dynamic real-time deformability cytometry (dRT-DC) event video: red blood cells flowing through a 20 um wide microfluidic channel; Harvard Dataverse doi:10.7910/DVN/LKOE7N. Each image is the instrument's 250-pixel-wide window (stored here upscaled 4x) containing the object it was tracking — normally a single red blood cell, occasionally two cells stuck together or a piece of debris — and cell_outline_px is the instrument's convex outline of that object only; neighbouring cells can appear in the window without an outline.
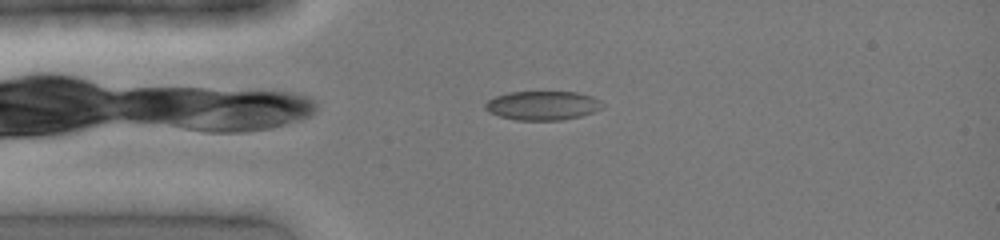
{"species": "common noctule bat (a hibernating species)", "species_latin": "Nyctalus noctula", "temperature_condition": "cold", "stored_images_in_passage": 18, "camera_frame_rate_fps": 3000, "um_per_image_px": 0.085, "animal": {"sex": "female", "body_mass_g": 19.0, "forearm_length_mm": 51.5}, "frame": {"image": 1, "passage_image": 3, "time_ms": 0.667, "image_size_px": [1000, 240], "cell_outline_px": [[604, 108], [580, 116], [560, 120], [516, 120], [500, 116], [488, 112], [484, 108], [484, 104], [488, 100], [496, 96], [508, 92], [576, 92], [592, 96], [600, 100], [604, 104]], "centroid_in_image_um": [46.12, 8.97], "position_along_channel_um": 38.9, "area_um2": 19.88}}
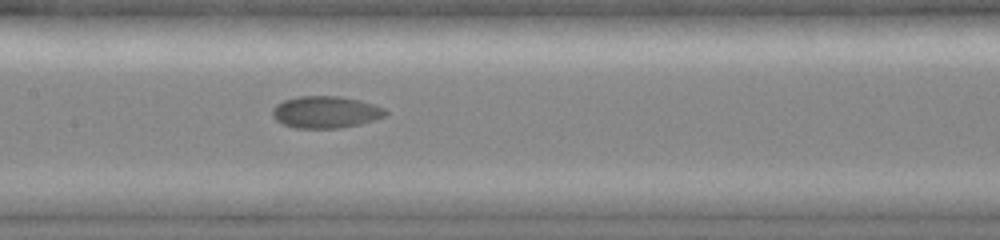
{"frame": {"image": 2, "passage_image": 14, "time_ms": 4.333, "image_size_px": [1000, 240], "cell_outline_px": [[388, 112], [384, 116], [360, 124], [340, 128], [296, 128], [284, 124], [276, 120], [272, 116], [272, 108], [276, 104], [284, 100], [300, 96], [336, 96], [356, 100], [372, 104], [384, 108]], "centroid_in_image_um": [27.64, 9.53], "position_along_channel_um": 179.8, "area_um2": 20.81}}